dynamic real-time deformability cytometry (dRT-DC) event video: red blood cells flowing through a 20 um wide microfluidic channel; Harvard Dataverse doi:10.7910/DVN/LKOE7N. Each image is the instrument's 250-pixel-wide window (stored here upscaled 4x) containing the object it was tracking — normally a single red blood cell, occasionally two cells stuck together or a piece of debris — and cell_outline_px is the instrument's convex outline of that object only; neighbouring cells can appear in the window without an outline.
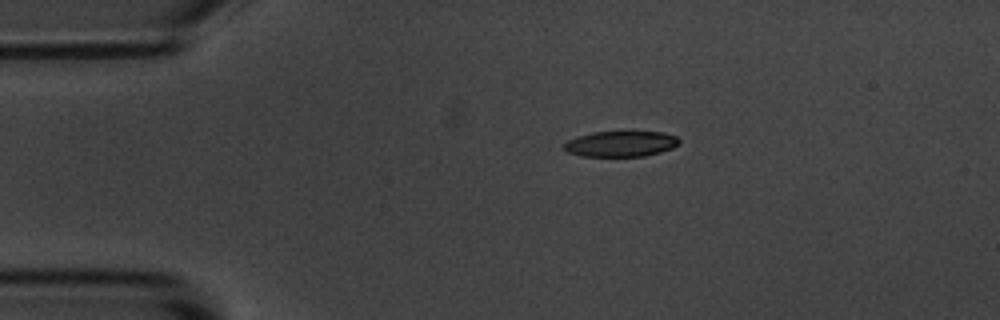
{"species": "common noctule bat (a hibernating species)", "species_latin": "Nyctalus noctula", "temperature_condition": "room temperature", "stored_images_in_passage": 4, "camera_frame_rate_fps": 3000, "um_per_image_px": 0.085, "animal": {"sex": "male", "body_mass_g": 20.1, "forearm_length_mm": 53.5}, "frame": {"image": 1, "passage_image": 1, "time_ms": 0.0, "image_size_px": [1000, 320], "cell_outline_px": [[680, 144], [672, 148], [660, 152], [644, 156], [580, 156], [568, 152], [564, 148], [564, 144], [568, 140], [576, 136], [592, 132], [660, 132], [676, 136], [680, 140]], "centroid_in_image_um": [52.76, 12.23], "position_along_channel_um": 32.2, "area_um2": 17.17}}
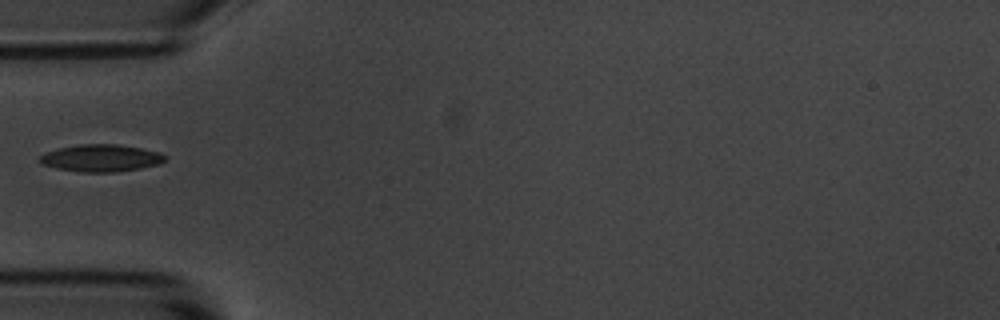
{"frame": {"image": 2, "passage_image": 3, "time_ms": 2.333, "image_size_px": [1000, 320], "cell_outline_px": [[168, 156], [160, 164], [140, 168], [116, 172], [80, 172], [56, 168], [40, 164], [40, 156], [44, 152], [60, 148], [80, 144], [116, 144], [140, 148], [160, 152]], "centroid_in_image_um": [8.59, 13.44], "position_along_channel_um": 76.4, "area_um2": 19.88}}